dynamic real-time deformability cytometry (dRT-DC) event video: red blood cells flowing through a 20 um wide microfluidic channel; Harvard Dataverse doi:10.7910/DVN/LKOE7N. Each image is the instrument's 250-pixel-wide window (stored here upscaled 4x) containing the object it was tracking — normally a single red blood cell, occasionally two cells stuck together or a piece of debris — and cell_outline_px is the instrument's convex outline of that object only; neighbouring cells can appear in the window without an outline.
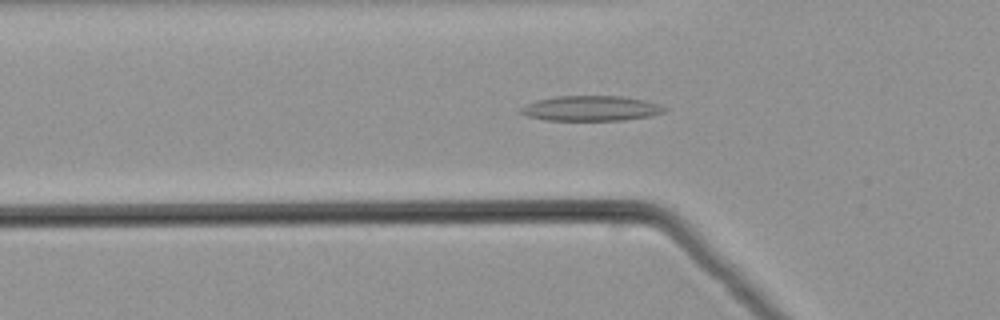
{"species": "common noctule bat (a hibernating species)", "species_latin": "Nyctalus noctula", "temperature_condition": "warm", "stored_images_in_passage": 51, "camera_frame_rate_fps": 3000, "um_per_image_px": 0.085, "animal": {"sex": "male", "body_mass_g": 21.5, "forearm_length_mm": 52.0}, "frame": {"image": 1, "passage_image": 17, "time_ms": 5.333, "image_size_px": [1000, 320], "cell_outline_px": [[668, 108], [664, 112], [652, 116], [620, 120], [544, 120], [528, 116], [520, 112], [520, 108], [536, 100], [556, 96], [620, 96], [644, 100], [660, 104]], "centroid_in_image_um": [50.26, 9.21], "position_along_channel_um": 75.5, "area_um2": 20.98}}
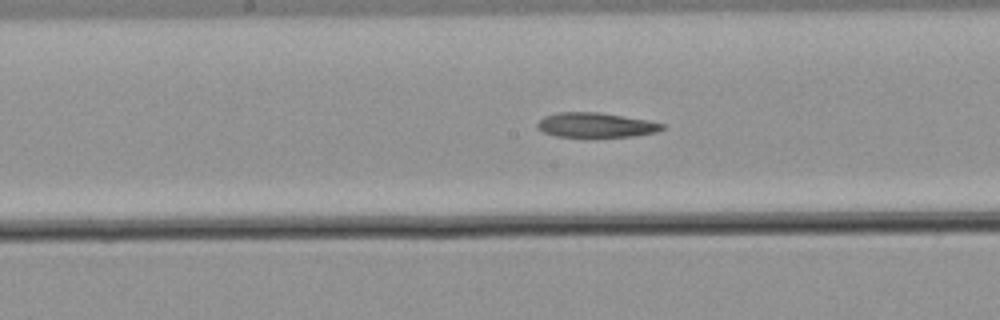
{"frame": {"image": 2, "passage_image": 26, "time_ms": 8.333, "image_size_px": [1000, 320], "cell_outline_px": [[668, 128], [656, 132], [636, 136], [556, 136], [544, 132], [536, 128], [536, 124], [544, 116], [556, 112], [596, 112], [648, 120], [668, 124]], "centroid_in_image_um": [50.69, 10.62], "position_along_channel_um": 197.5, "area_um2": 17.98}}
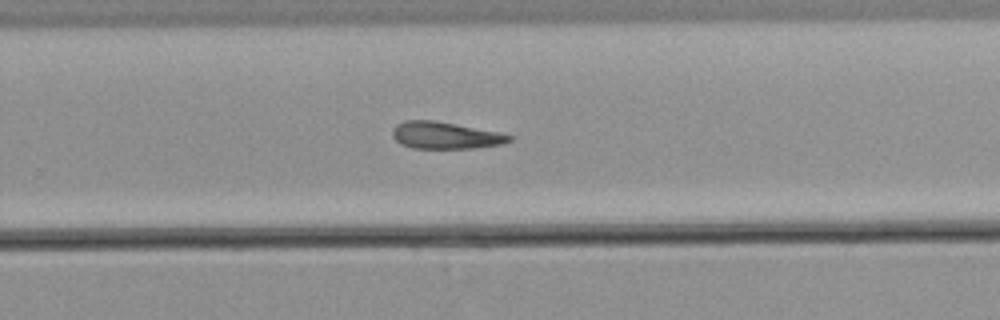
{"frame": {"image": 3, "passage_image": 33, "time_ms": 10.667, "image_size_px": [1000, 320], "cell_outline_px": [[512, 140], [504, 144], [472, 148], [412, 148], [400, 144], [392, 136], [392, 128], [396, 124], [404, 120], [436, 120], [496, 132], [512, 136]], "centroid_in_image_um": [37.79, 11.5], "position_along_channel_um": 292.0, "area_um2": 18.32}}